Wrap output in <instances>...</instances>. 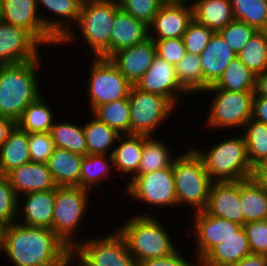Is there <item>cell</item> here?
<instances>
[{"mask_svg": "<svg viewBox=\"0 0 267 266\" xmlns=\"http://www.w3.org/2000/svg\"><path fill=\"white\" fill-rule=\"evenodd\" d=\"M149 38V28L121 9L116 13L110 35V57Z\"/></svg>", "mask_w": 267, "mask_h": 266, "instance_id": "cb8c5ba5", "label": "cell"}, {"mask_svg": "<svg viewBox=\"0 0 267 266\" xmlns=\"http://www.w3.org/2000/svg\"><path fill=\"white\" fill-rule=\"evenodd\" d=\"M83 156L55 147L46 162L57 186H79Z\"/></svg>", "mask_w": 267, "mask_h": 266, "instance_id": "4316f807", "label": "cell"}, {"mask_svg": "<svg viewBox=\"0 0 267 266\" xmlns=\"http://www.w3.org/2000/svg\"><path fill=\"white\" fill-rule=\"evenodd\" d=\"M85 85L88 107L92 113L98 106L129 97L132 84L110 59L92 57Z\"/></svg>", "mask_w": 267, "mask_h": 266, "instance_id": "30bf717a", "label": "cell"}, {"mask_svg": "<svg viewBox=\"0 0 267 266\" xmlns=\"http://www.w3.org/2000/svg\"><path fill=\"white\" fill-rule=\"evenodd\" d=\"M239 199L240 181H214L210 186L208 203L204 211L244 226Z\"/></svg>", "mask_w": 267, "mask_h": 266, "instance_id": "ac0fdd59", "label": "cell"}, {"mask_svg": "<svg viewBox=\"0 0 267 266\" xmlns=\"http://www.w3.org/2000/svg\"><path fill=\"white\" fill-rule=\"evenodd\" d=\"M256 32L257 30L254 27L237 20L230 22L219 31L226 43L236 54L242 50Z\"/></svg>", "mask_w": 267, "mask_h": 266, "instance_id": "f6af8a7d", "label": "cell"}, {"mask_svg": "<svg viewBox=\"0 0 267 266\" xmlns=\"http://www.w3.org/2000/svg\"><path fill=\"white\" fill-rule=\"evenodd\" d=\"M44 45L27 29L0 19V65L37 60Z\"/></svg>", "mask_w": 267, "mask_h": 266, "instance_id": "4fadbf2b", "label": "cell"}, {"mask_svg": "<svg viewBox=\"0 0 267 266\" xmlns=\"http://www.w3.org/2000/svg\"><path fill=\"white\" fill-rule=\"evenodd\" d=\"M156 46V54L168 63L177 64L186 54L182 38L152 39Z\"/></svg>", "mask_w": 267, "mask_h": 266, "instance_id": "c3c4849f", "label": "cell"}, {"mask_svg": "<svg viewBox=\"0 0 267 266\" xmlns=\"http://www.w3.org/2000/svg\"><path fill=\"white\" fill-rule=\"evenodd\" d=\"M163 3H191V0H161Z\"/></svg>", "mask_w": 267, "mask_h": 266, "instance_id": "91938a15", "label": "cell"}, {"mask_svg": "<svg viewBox=\"0 0 267 266\" xmlns=\"http://www.w3.org/2000/svg\"><path fill=\"white\" fill-rule=\"evenodd\" d=\"M155 55L156 46L149 37L142 43L114 53L109 59L126 79L135 85L149 69Z\"/></svg>", "mask_w": 267, "mask_h": 266, "instance_id": "44dd1931", "label": "cell"}, {"mask_svg": "<svg viewBox=\"0 0 267 266\" xmlns=\"http://www.w3.org/2000/svg\"><path fill=\"white\" fill-rule=\"evenodd\" d=\"M15 126L16 122L14 120L0 117V146L5 142Z\"/></svg>", "mask_w": 267, "mask_h": 266, "instance_id": "f5cc1de1", "label": "cell"}, {"mask_svg": "<svg viewBox=\"0 0 267 266\" xmlns=\"http://www.w3.org/2000/svg\"><path fill=\"white\" fill-rule=\"evenodd\" d=\"M66 266H89V265L73 249H70L66 259Z\"/></svg>", "mask_w": 267, "mask_h": 266, "instance_id": "11a10c76", "label": "cell"}, {"mask_svg": "<svg viewBox=\"0 0 267 266\" xmlns=\"http://www.w3.org/2000/svg\"><path fill=\"white\" fill-rule=\"evenodd\" d=\"M42 94L30 103L16 121V126L27 133L50 132L56 120L53 108Z\"/></svg>", "mask_w": 267, "mask_h": 266, "instance_id": "d6a6232c", "label": "cell"}, {"mask_svg": "<svg viewBox=\"0 0 267 266\" xmlns=\"http://www.w3.org/2000/svg\"><path fill=\"white\" fill-rule=\"evenodd\" d=\"M253 178L260 180L267 189V172H254Z\"/></svg>", "mask_w": 267, "mask_h": 266, "instance_id": "9f6ffc18", "label": "cell"}, {"mask_svg": "<svg viewBox=\"0 0 267 266\" xmlns=\"http://www.w3.org/2000/svg\"><path fill=\"white\" fill-rule=\"evenodd\" d=\"M143 146L144 135H121L118 138L112 152L114 173L116 172L118 176H121L122 180L125 177L124 174L127 175L129 178L126 183L130 182L138 174Z\"/></svg>", "mask_w": 267, "mask_h": 266, "instance_id": "d4e9b609", "label": "cell"}, {"mask_svg": "<svg viewBox=\"0 0 267 266\" xmlns=\"http://www.w3.org/2000/svg\"><path fill=\"white\" fill-rule=\"evenodd\" d=\"M41 58L0 65V117L16 122L24 109L44 93L38 80Z\"/></svg>", "mask_w": 267, "mask_h": 266, "instance_id": "7a4b0ae2", "label": "cell"}, {"mask_svg": "<svg viewBox=\"0 0 267 266\" xmlns=\"http://www.w3.org/2000/svg\"><path fill=\"white\" fill-rule=\"evenodd\" d=\"M134 86L141 91L168 98L177 108H182L179 104L184 100L182 98L184 95L190 96L180 85L174 65L161 59L157 54L153 58L149 69Z\"/></svg>", "mask_w": 267, "mask_h": 266, "instance_id": "9a60e30c", "label": "cell"}, {"mask_svg": "<svg viewBox=\"0 0 267 266\" xmlns=\"http://www.w3.org/2000/svg\"><path fill=\"white\" fill-rule=\"evenodd\" d=\"M256 75L236 56L226 67L214 86L236 92H254Z\"/></svg>", "mask_w": 267, "mask_h": 266, "instance_id": "d590c367", "label": "cell"}, {"mask_svg": "<svg viewBox=\"0 0 267 266\" xmlns=\"http://www.w3.org/2000/svg\"><path fill=\"white\" fill-rule=\"evenodd\" d=\"M119 3L113 1L83 0L76 26L59 41L58 45H71L79 37L86 42L92 57L110 58V35ZM76 27V29H75ZM79 31H76L78 30ZM75 30V31H74ZM81 32V33H78ZM78 35H77V34ZM80 34V35H79Z\"/></svg>", "mask_w": 267, "mask_h": 266, "instance_id": "277c9868", "label": "cell"}, {"mask_svg": "<svg viewBox=\"0 0 267 266\" xmlns=\"http://www.w3.org/2000/svg\"><path fill=\"white\" fill-rule=\"evenodd\" d=\"M124 194L142 205L165 209L177 207L172 166L136 175L124 186ZM164 207V208H163Z\"/></svg>", "mask_w": 267, "mask_h": 266, "instance_id": "8fae6325", "label": "cell"}, {"mask_svg": "<svg viewBox=\"0 0 267 266\" xmlns=\"http://www.w3.org/2000/svg\"><path fill=\"white\" fill-rule=\"evenodd\" d=\"M236 56V53L230 48L219 32L211 36L209 43L200 53L203 72V92L217 82L226 67Z\"/></svg>", "mask_w": 267, "mask_h": 266, "instance_id": "7402d4cb", "label": "cell"}, {"mask_svg": "<svg viewBox=\"0 0 267 266\" xmlns=\"http://www.w3.org/2000/svg\"><path fill=\"white\" fill-rule=\"evenodd\" d=\"M243 129L248 157L255 168L267 156V124L250 119Z\"/></svg>", "mask_w": 267, "mask_h": 266, "instance_id": "60d3db41", "label": "cell"}, {"mask_svg": "<svg viewBox=\"0 0 267 266\" xmlns=\"http://www.w3.org/2000/svg\"><path fill=\"white\" fill-rule=\"evenodd\" d=\"M208 149L190 145L202 158L205 170L214 181H242L253 178L254 168L242 134L224 138Z\"/></svg>", "mask_w": 267, "mask_h": 266, "instance_id": "5b68a950", "label": "cell"}, {"mask_svg": "<svg viewBox=\"0 0 267 266\" xmlns=\"http://www.w3.org/2000/svg\"><path fill=\"white\" fill-rule=\"evenodd\" d=\"M251 254L246 231L242 227L234 236L216 245L201 261V266H231Z\"/></svg>", "mask_w": 267, "mask_h": 266, "instance_id": "484cf974", "label": "cell"}, {"mask_svg": "<svg viewBox=\"0 0 267 266\" xmlns=\"http://www.w3.org/2000/svg\"><path fill=\"white\" fill-rule=\"evenodd\" d=\"M0 19L30 31L45 47L59 41L45 28L37 7V0H0Z\"/></svg>", "mask_w": 267, "mask_h": 266, "instance_id": "2e32d148", "label": "cell"}, {"mask_svg": "<svg viewBox=\"0 0 267 266\" xmlns=\"http://www.w3.org/2000/svg\"><path fill=\"white\" fill-rule=\"evenodd\" d=\"M191 233L195 242V255L201 261L216 245L234 236L243 226L205 211L191 214Z\"/></svg>", "mask_w": 267, "mask_h": 266, "instance_id": "5bb4252c", "label": "cell"}, {"mask_svg": "<svg viewBox=\"0 0 267 266\" xmlns=\"http://www.w3.org/2000/svg\"><path fill=\"white\" fill-rule=\"evenodd\" d=\"M86 1H113V2H119V0H86Z\"/></svg>", "mask_w": 267, "mask_h": 266, "instance_id": "94428289", "label": "cell"}, {"mask_svg": "<svg viewBox=\"0 0 267 266\" xmlns=\"http://www.w3.org/2000/svg\"><path fill=\"white\" fill-rule=\"evenodd\" d=\"M254 172H267V156L254 168Z\"/></svg>", "mask_w": 267, "mask_h": 266, "instance_id": "6f0895ef", "label": "cell"}, {"mask_svg": "<svg viewBox=\"0 0 267 266\" xmlns=\"http://www.w3.org/2000/svg\"><path fill=\"white\" fill-rule=\"evenodd\" d=\"M254 94L267 97V70L256 75Z\"/></svg>", "mask_w": 267, "mask_h": 266, "instance_id": "db71d44e", "label": "cell"}, {"mask_svg": "<svg viewBox=\"0 0 267 266\" xmlns=\"http://www.w3.org/2000/svg\"><path fill=\"white\" fill-rule=\"evenodd\" d=\"M89 114L91 117L83 123L88 154L112 155L121 134L100 121L91 112Z\"/></svg>", "mask_w": 267, "mask_h": 266, "instance_id": "1f68e13d", "label": "cell"}, {"mask_svg": "<svg viewBox=\"0 0 267 266\" xmlns=\"http://www.w3.org/2000/svg\"><path fill=\"white\" fill-rule=\"evenodd\" d=\"M193 19L214 33L234 21L230 0H191Z\"/></svg>", "mask_w": 267, "mask_h": 266, "instance_id": "83f0119b", "label": "cell"}, {"mask_svg": "<svg viewBox=\"0 0 267 266\" xmlns=\"http://www.w3.org/2000/svg\"><path fill=\"white\" fill-rule=\"evenodd\" d=\"M231 266H267V256L249 254Z\"/></svg>", "mask_w": 267, "mask_h": 266, "instance_id": "816d5d0a", "label": "cell"}, {"mask_svg": "<svg viewBox=\"0 0 267 266\" xmlns=\"http://www.w3.org/2000/svg\"><path fill=\"white\" fill-rule=\"evenodd\" d=\"M18 196L6 175L0 174V222L8 226L17 221Z\"/></svg>", "mask_w": 267, "mask_h": 266, "instance_id": "b9f144b4", "label": "cell"}, {"mask_svg": "<svg viewBox=\"0 0 267 266\" xmlns=\"http://www.w3.org/2000/svg\"><path fill=\"white\" fill-rule=\"evenodd\" d=\"M201 94L213 96L204 123L205 127L208 125L209 130L220 129L221 131L226 129L225 131H227L233 129V132L234 129L239 131L238 128L243 130L244 125L252 117L254 92L227 91L211 85Z\"/></svg>", "mask_w": 267, "mask_h": 266, "instance_id": "ba28073f", "label": "cell"}, {"mask_svg": "<svg viewBox=\"0 0 267 266\" xmlns=\"http://www.w3.org/2000/svg\"><path fill=\"white\" fill-rule=\"evenodd\" d=\"M17 196L30 192L52 190L57 187L44 163L28 162L6 174Z\"/></svg>", "mask_w": 267, "mask_h": 266, "instance_id": "603a6c76", "label": "cell"}, {"mask_svg": "<svg viewBox=\"0 0 267 266\" xmlns=\"http://www.w3.org/2000/svg\"><path fill=\"white\" fill-rule=\"evenodd\" d=\"M143 212L133 214L127 221L116 227L137 263L165 257L178 248L177 242L174 243L172 235L169 234L162 220L160 221L157 215H152L151 210Z\"/></svg>", "mask_w": 267, "mask_h": 266, "instance_id": "3957f363", "label": "cell"}, {"mask_svg": "<svg viewBox=\"0 0 267 266\" xmlns=\"http://www.w3.org/2000/svg\"><path fill=\"white\" fill-rule=\"evenodd\" d=\"M193 20L191 3H163L148 26L151 39L182 38Z\"/></svg>", "mask_w": 267, "mask_h": 266, "instance_id": "e0dca14e", "label": "cell"}, {"mask_svg": "<svg viewBox=\"0 0 267 266\" xmlns=\"http://www.w3.org/2000/svg\"><path fill=\"white\" fill-rule=\"evenodd\" d=\"M91 193L79 186H57L55 188L51 229L70 249H74L83 240L82 237L80 238L79 229L83 225L82 219L86 218Z\"/></svg>", "mask_w": 267, "mask_h": 266, "instance_id": "52a82bcc", "label": "cell"}, {"mask_svg": "<svg viewBox=\"0 0 267 266\" xmlns=\"http://www.w3.org/2000/svg\"><path fill=\"white\" fill-rule=\"evenodd\" d=\"M214 34L207 26L194 19L188 24L182 39L187 53L200 55Z\"/></svg>", "mask_w": 267, "mask_h": 266, "instance_id": "ee69618b", "label": "cell"}, {"mask_svg": "<svg viewBox=\"0 0 267 266\" xmlns=\"http://www.w3.org/2000/svg\"><path fill=\"white\" fill-rule=\"evenodd\" d=\"M54 203L55 189L18 196L17 222L26 226L51 229Z\"/></svg>", "mask_w": 267, "mask_h": 266, "instance_id": "d6986e66", "label": "cell"}, {"mask_svg": "<svg viewBox=\"0 0 267 266\" xmlns=\"http://www.w3.org/2000/svg\"><path fill=\"white\" fill-rule=\"evenodd\" d=\"M180 85L191 95L203 92V72L200 55L187 53L174 65ZM200 93V94H199Z\"/></svg>", "mask_w": 267, "mask_h": 266, "instance_id": "74e56055", "label": "cell"}, {"mask_svg": "<svg viewBox=\"0 0 267 266\" xmlns=\"http://www.w3.org/2000/svg\"><path fill=\"white\" fill-rule=\"evenodd\" d=\"M113 170L115 168L112 155L87 154L82 159L79 187L93 193L104 189V180H110Z\"/></svg>", "mask_w": 267, "mask_h": 266, "instance_id": "f546056e", "label": "cell"}, {"mask_svg": "<svg viewBox=\"0 0 267 266\" xmlns=\"http://www.w3.org/2000/svg\"><path fill=\"white\" fill-rule=\"evenodd\" d=\"M92 114L121 135H130V105L128 98L98 106Z\"/></svg>", "mask_w": 267, "mask_h": 266, "instance_id": "8d00e7d4", "label": "cell"}, {"mask_svg": "<svg viewBox=\"0 0 267 266\" xmlns=\"http://www.w3.org/2000/svg\"><path fill=\"white\" fill-rule=\"evenodd\" d=\"M251 119L267 124V97L254 94Z\"/></svg>", "mask_w": 267, "mask_h": 266, "instance_id": "f907efd6", "label": "cell"}, {"mask_svg": "<svg viewBox=\"0 0 267 266\" xmlns=\"http://www.w3.org/2000/svg\"><path fill=\"white\" fill-rule=\"evenodd\" d=\"M156 137V135L144 136L143 153L137 175L169 168L177 157L172 155L174 152H171L172 148L165 143V140L162 142V139Z\"/></svg>", "mask_w": 267, "mask_h": 266, "instance_id": "836d02e7", "label": "cell"}, {"mask_svg": "<svg viewBox=\"0 0 267 266\" xmlns=\"http://www.w3.org/2000/svg\"><path fill=\"white\" fill-rule=\"evenodd\" d=\"M130 135L154 136L157 130L170 121L177 108L168 98L144 92L132 86L129 93Z\"/></svg>", "mask_w": 267, "mask_h": 266, "instance_id": "9c48e42d", "label": "cell"}, {"mask_svg": "<svg viewBox=\"0 0 267 266\" xmlns=\"http://www.w3.org/2000/svg\"><path fill=\"white\" fill-rule=\"evenodd\" d=\"M28 146L31 162L44 164H46L55 149L50 132L28 133Z\"/></svg>", "mask_w": 267, "mask_h": 266, "instance_id": "bcb514c9", "label": "cell"}, {"mask_svg": "<svg viewBox=\"0 0 267 266\" xmlns=\"http://www.w3.org/2000/svg\"><path fill=\"white\" fill-rule=\"evenodd\" d=\"M82 2L83 0H37L38 12L45 28L58 41L73 29V25L78 20ZM41 7L45 8L51 16L48 17L46 13H43Z\"/></svg>", "mask_w": 267, "mask_h": 266, "instance_id": "ffe728a7", "label": "cell"}, {"mask_svg": "<svg viewBox=\"0 0 267 266\" xmlns=\"http://www.w3.org/2000/svg\"><path fill=\"white\" fill-rule=\"evenodd\" d=\"M240 204L244 224L252 221L267 220V189L257 179L240 181Z\"/></svg>", "mask_w": 267, "mask_h": 266, "instance_id": "f1b7e54d", "label": "cell"}, {"mask_svg": "<svg viewBox=\"0 0 267 266\" xmlns=\"http://www.w3.org/2000/svg\"><path fill=\"white\" fill-rule=\"evenodd\" d=\"M118 3L122 11L148 26L163 4L161 0H119Z\"/></svg>", "mask_w": 267, "mask_h": 266, "instance_id": "7bdbcfd3", "label": "cell"}, {"mask_svg": "<svg viewBox=\"0 0 267 266\" xmlns=\"http://www.w3.org/2000/svg\"><path fill=\"white\" fill-rule=\"evenodd\" d=\"M69 251L52 229L17 221L5 228L3 254L13 266H66Z\"/></svg>", "mask_w": 267, "mask_h": 266, "instance_id": "6da1fadb", "label": "cell"}, {"mask_svg": "<svg viewBox=\"0 0 267 266\" xmlns=\"http://www.w3.org/2000/svg\"><path fill=\"white\" fill-rule=\"evenodd\" d=\"M30 161L28 133L15 126L0 146V174L6 175Z\"/></svg>", "mask_w": 267, "mask_h": 266, "instance_id": "4dcf8cb0", "label": "cell"}, {"mask_svg": "<svg viewBox=\"0 0 267 266\" xmlns=\"http://www.w3.org/2000/svg\"><path fill=\"white\" fill-rule=\"evenodd\" d=\"M234 19L267 31V0H230Z\"/></svg>", "mask_w": 267, "mask_h": 266, "instance_id": "ab89813d", "label": "cell"}, {"mask_svg": "<svg viewBox=\"0 0 267 266\" xmlns=\"http://www.w3.org/2000/svg\"><path fill=\"white\" fill-rule=\"evenodd\" d=\"M177 207L190 208L191 213L204 211L212 184L202 158L189 145L172 163Z\"/></svg>", "mask_w": 267, "mask_h": 266, "instance_id": "8992f818", "label": "cell"}, {"mask_svg": "<svg viewBox=\"0 0 267 266\" xmlns=\"http://www.w3.org/2000/svg\"><path fill=\"white\" fill-rule=\"evenodd\" d=\"M251 254L267 256V220L252 221L244 224Z\"/></svg>", "mask_w": 267, "mask_h": 266, "instance_id": "7dc6e473", "label": "cell"}, {"mask_svg": "<svg viewBox=\"0 0 267 266\" xmlns=\"http://www.w3.org/2000/svg\"><path fill=\"white\" fill-rule=\"evenodd\" d=\"M83 238L73 250L89 266H138L117 229L105 236L86 235Z\"/></svg>", "mask_w": 267, "mask_h": 266, "instance_id": "7c38bea8", "label": "cell"}, {"mask_svg": "<svg viewBox=\"0 0 267 266\" xmlns=\"http://www.w3.org/2000/svg\"><path fill=\"white\" fill-rule=\"evenodd\" d=\"M6 225L0 222V254L4 250V232Z\"/></svg>", "mask_w": 267, "mask_h": 266, "instance_id": "680465c9", "label": "cell"}, {"mask_svg": "<svg viewBox=\"0 0 267 266\" xmlns=\"http://www.w3.org/2000/svg\"><path fill=\"white\" fill-rule=\"evenodd\" d=\"M57 120H55L50 131L55 147L86 156L88 154V148L83 124Z\"/></svg>", "mask_w": 267, "mask_h": 266, "instance_id": "e575fe53", "label": "cell"}, {"mask_svg": "<svg viewBox=\"0 0 267 266\" xmlns=\"http://www.w3.org/2000/svg\"><path fill=\"white\" fill-rule=\"evenodd\" d=\"M236 55L255 75L266 71L267 31H257Z\"/></svg>", "mask_w": 267, "mask_h": 266, "instance_id": "f35d334b", "label": "cell"}, {"mask_svg": "<svg viewBox=\"0 0 267 266\" xmlns=\"http://www.w3.org/2000/svg\"><path fill=\"white\" fill-rule=\"evenodd\" d=\"M178 249L179 247L172 254L167 255L165 257L141 261L138 263V266H199L200 265V261L196 256L192 259V261H190L188 258H185L187 254L184 253L182 254L180 251L181 249L179 250Z\"/></svg>", "mask_w": 267, "mask_h": 266, "instance_id": "681fc988", "label": "cell"}]
</instances>
